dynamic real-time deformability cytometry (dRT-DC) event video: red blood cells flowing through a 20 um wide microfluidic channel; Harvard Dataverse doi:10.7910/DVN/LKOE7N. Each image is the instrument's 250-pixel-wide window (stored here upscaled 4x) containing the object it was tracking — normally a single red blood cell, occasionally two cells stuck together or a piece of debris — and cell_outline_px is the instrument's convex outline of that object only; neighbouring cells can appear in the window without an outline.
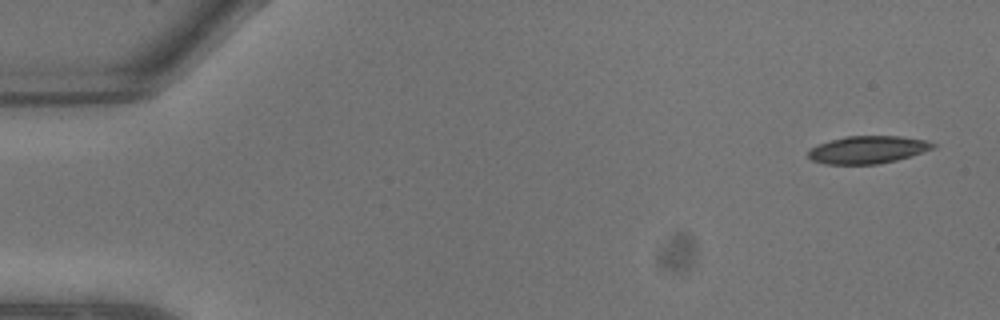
{"species": "common noctule bat (a hibernating species)", "species_latin": "Nyctalus noctula", "temperature_condition": "warm", "stored_images_in_passage": 8, "camera_frame_rate_fps": 3000, "um_per_image_px": 0.085, "animal": {"sex": "male", "body_mass_g": 13.3}, "frame": {"image": 1, "passage_image": 1, "time_ms": 0.0, "image_size_px": [1000, 320], "cell_outline_px": [[936, 148], [912, 156], [896, 160], [876, 164], [824, 164], [812, 160], [808, 156], [808, 152], [812, 148], [820, 144], [844, 136], [900, 136], [928, 140], [936, 144]], "centroid_in_image_um": [73.82, 12.72], "position_along_channel_um": 11.2, "area_um2": 20.06}}
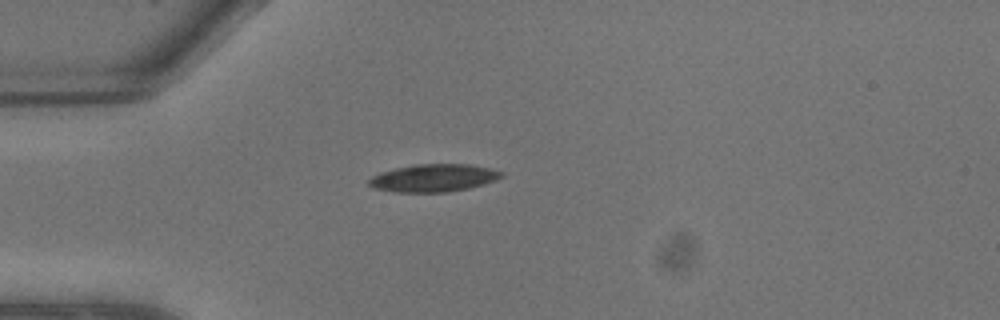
{"frame": {"image": 2, "passage_image": 6, "time_ms": 1.667, "image_size_px": [1000, 320], "cell_outline_px": [[504, 176], [496, 180], [484, 184], [468, 188], [448, 192], [392, 192], [372, 188], [368, 184], [368, 180], [372, 176], [380, 172], [396, 168], [416, 164], [468, 164], [488, 168], [504, 172]], "centroid_in_image_um": [36.83, 15.13], "position_along_channel_um": 48.2, "area_um2": 21.44}}
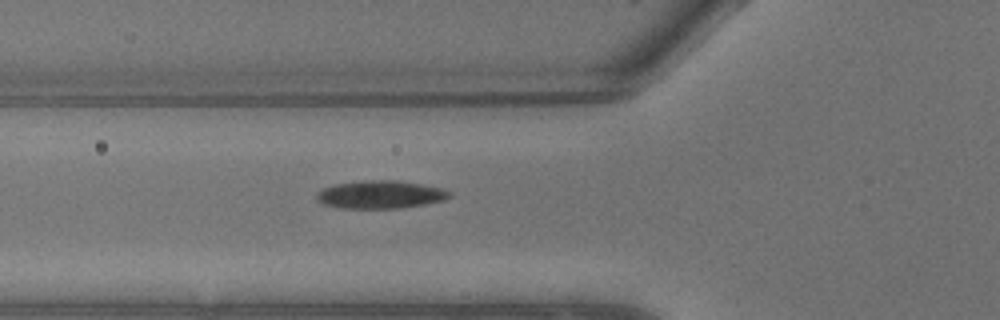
{"frame": {"image": 3, "passage_image": 8, "time_ms": 2.333, "image_size_px": [1000, 320], "cell_outline_px": [[452, 196], [444, 200], [424, 204], [400, 208], [340, 208], [320, 204], [316, 200], [316, 192], [332, 184], [364, 180], [396, 180], [424, 184], [440, 188], [452, 192]], "centroid_in_image_um": [32.29, 16.53], "position_along_channel_um": 93.5, "area_um2": 21.91}}